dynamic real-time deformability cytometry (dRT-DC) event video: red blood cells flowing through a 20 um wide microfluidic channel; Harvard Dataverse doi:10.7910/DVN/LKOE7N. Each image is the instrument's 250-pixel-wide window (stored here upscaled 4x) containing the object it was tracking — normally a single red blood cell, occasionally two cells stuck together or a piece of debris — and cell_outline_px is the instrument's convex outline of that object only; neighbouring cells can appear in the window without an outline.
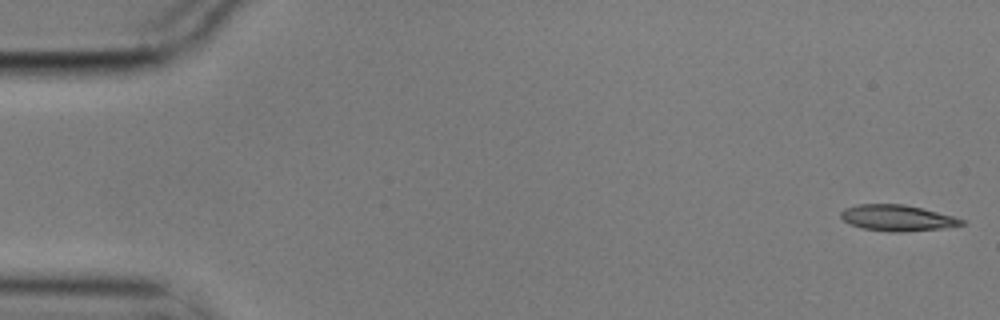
{"species": "common noctule bat (a hibernating species)", "species_latin": "Nyctalus noctula", "temperature_condition": "cold", "stored_images_in_passage": 5, "camera_frame_rate_fps": 3000, "um_per_image_px": 0.085, "animal": {"sex": "male", "body_mass_g": 17.9}, "frame": {"image": 1, "passage_image": 1, "time_ms": 0.0, "image_size_px": [1000, 320], "cell_outline_px": [[968, 224], [944, 228], [900, 232], [888, 232], [864, 228], [852, 224], [844, 220], [840, 216], [840, 212], [844, 208], [860, 204], [904, 204], [968, 220]], "centroid_in_image_um": [76.31, 18.53], "position_along_channel_um": 8.7, "area_um2": 18.26}}
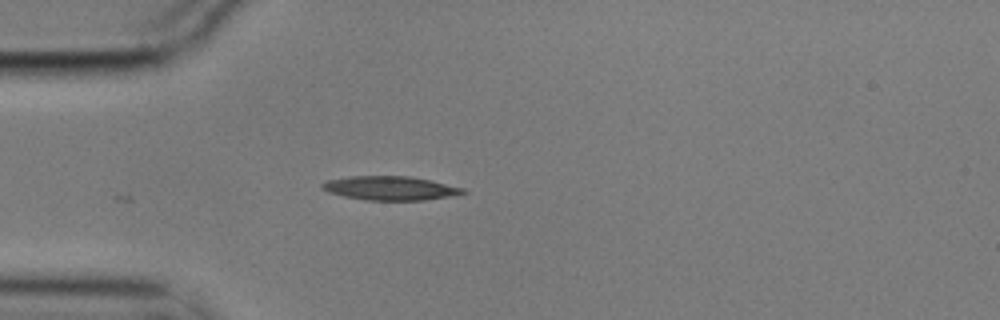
{"frame": {"image": 2, "passage_image": 5, "time_ms": 1.333, "image_size_px": [1000, 320], "cell_outline_px": [[468, 192], [448, 196], [424, 200], [368, 200], [344, 196], [328, 192], [320, 188], [320, 184], [328, 180], [352, 176], [408, 176], [428, 180], [464, 188]], "centroid_in_image_um": [33.12, 15.99], "position_along_channel_um": 51.9, "area_um2": 19.36}}